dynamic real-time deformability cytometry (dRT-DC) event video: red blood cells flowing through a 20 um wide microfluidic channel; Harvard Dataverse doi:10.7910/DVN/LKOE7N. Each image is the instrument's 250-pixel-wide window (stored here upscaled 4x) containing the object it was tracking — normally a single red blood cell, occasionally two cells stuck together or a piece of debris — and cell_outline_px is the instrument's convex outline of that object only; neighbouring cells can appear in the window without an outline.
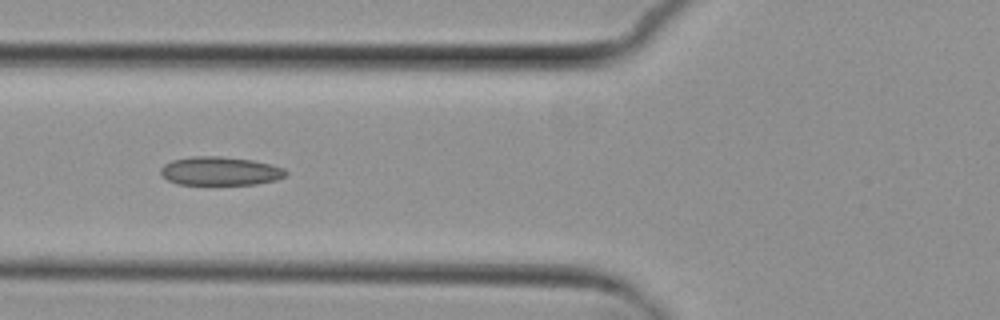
{"species": "common noctule bat (a hibernating species)", "species_latin": "Nyctalus noctula", "temperature_condition": "cold", "stored_images_in_passage": 6, "camera_frame_rate_fps": 3000, "um_per_image_px": 0.085, "animal": {"sex": "female", "body_mass_g": 29.2, "forearm_length_mm": 56.3}, "frame": {"image": 1, "passage_image": 5, "time_ms": 5.667, "image_size_px": [1000, 320], "cell_outline_px": [[288, 172], [284, 176], [276, 180], [256, 184], [176, 184], [160, 176], [160, 168], [164, 164], [172, 160], [192, 156], [220, 156], [252, 160], [272, 164], [284, 168]], "centroid_in_image_um": [18.69, 14.53], "position_along_channel_um": 107.1, "area_um2": 20.98}}
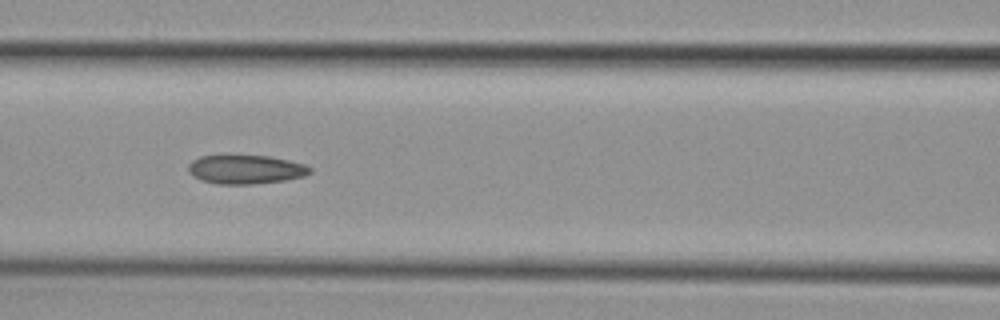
{"frame": {"image": 2, "passage_image": 6, "time_ms": 6.667, "image_size_px": [1000, 320], "cell_outline_px": [[312, 172], [304, 176], [284, 180], [256, 184], [216, 184], [200, 180], [192, 176], [188, 172], [188, 164], [192, 160], [200, 156], [268, 156], [288, 160], [304, 164], [312, 168]], "centroid_in_image_um": [20.86, 14.41], "position_along_channel_um": 145.7, "area_um2": 20.52}}